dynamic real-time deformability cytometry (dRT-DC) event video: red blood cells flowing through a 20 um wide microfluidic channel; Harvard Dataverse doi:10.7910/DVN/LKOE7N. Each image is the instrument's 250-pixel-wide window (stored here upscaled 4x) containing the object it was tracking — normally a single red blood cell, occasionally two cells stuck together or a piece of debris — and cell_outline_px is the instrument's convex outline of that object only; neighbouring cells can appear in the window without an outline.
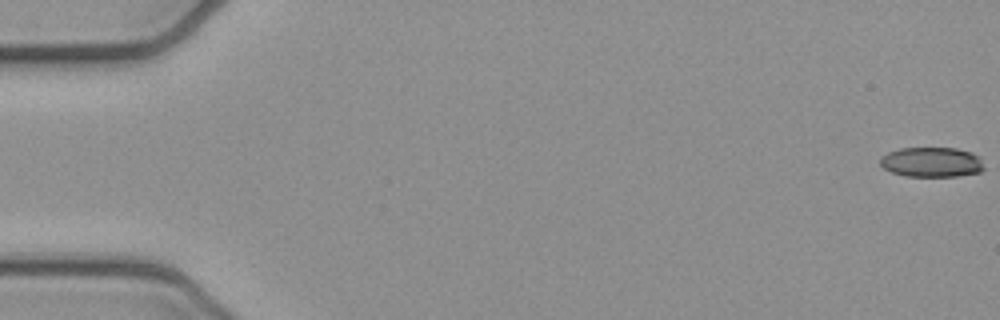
{"species": "common noctule bat (a hibernating species)", "species_latin": "Nyctalus noctula", "temperature_condition": "cold", "stored_images_in_passage": 12, "camera_frame_rate_fps": 3000, "um_per_image_px": 0.085, "animal": {"sex": "female", "body_mass_g": 21.9}, "frame": {"image": 1, "passage_image": 1, "time_ms": 0.0, "image_size_px": [1000, 320], "cell_outline_px": [[984, 168], [980, 172], [956, 176], [904, 176], [892, 172], [884, 168], [880, 164], [880, 156], [888, 152], [900, 148], [956, 148], [972, 152], [980, 160]], "centroid_in_image_um": [79.15, 13.78], "position_along_channel_um": 5.8, "area_um2": 18.03}}